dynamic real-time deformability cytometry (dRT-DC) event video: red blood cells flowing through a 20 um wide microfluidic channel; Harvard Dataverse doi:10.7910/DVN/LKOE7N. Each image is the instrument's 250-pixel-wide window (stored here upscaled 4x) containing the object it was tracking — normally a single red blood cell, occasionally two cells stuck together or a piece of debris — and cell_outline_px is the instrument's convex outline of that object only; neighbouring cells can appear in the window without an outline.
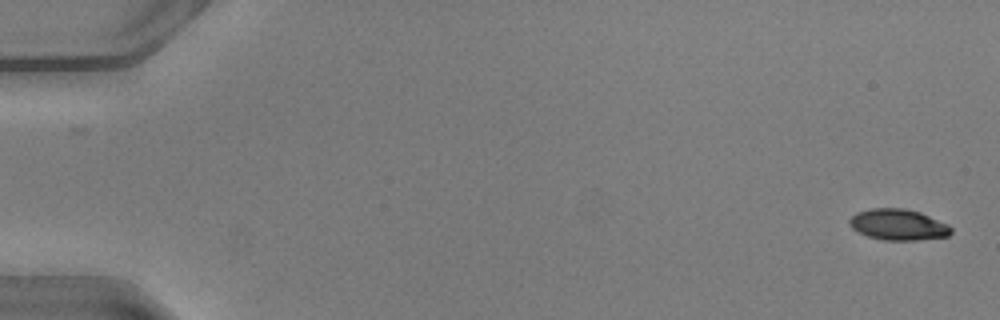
{"species": "common noctule bat (a hibernating species)", "species_latin": "Nyctalus noctula", "temperature_condition": "warm", "stored_images_in_passage": 9, "camera_frame_rate_fps": 3000, "um_per_image_px": 0.085, "animal": {"sex": "male", "body_mass_g": 20.5, "forearm_length_mm": 52.5}, "frame": {"image": 1, "passage_image": 1, "time_ms": 0.0, "image_size_px": [1000, 320], "cell_outline_px": [[952, 232], [948, 236], [916, 240], [884, 240], [868, 236], [852, 228], [848, 224], [848, 220], [856, 212], [872, 208], [904, 208], [920, 212], [948, 224], [952, 228]], "centroid_in_image_um": [76.34, 19.09], "position_along_channel_um": 8.7, "area_um2": 18.38}}